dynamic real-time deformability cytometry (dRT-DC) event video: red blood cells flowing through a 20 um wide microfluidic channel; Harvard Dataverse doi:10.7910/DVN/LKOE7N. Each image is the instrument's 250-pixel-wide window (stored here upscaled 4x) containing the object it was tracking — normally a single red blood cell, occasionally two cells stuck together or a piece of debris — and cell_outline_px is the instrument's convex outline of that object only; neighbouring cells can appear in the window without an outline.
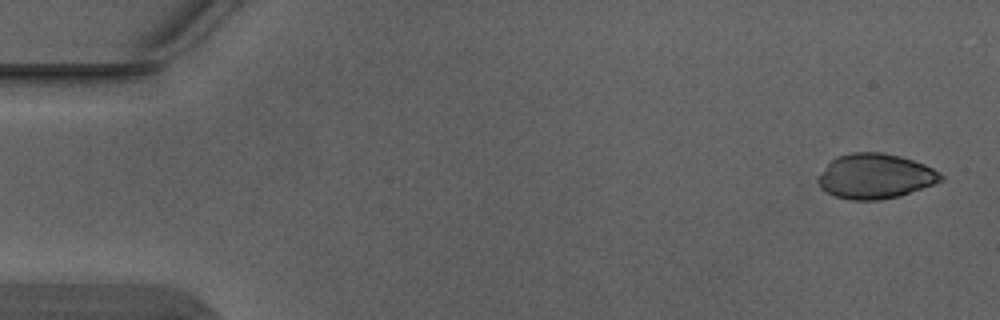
{"species": "Egyptian fruit bat (a non-hibernating species)", "species_latin": "Rousettus aegyptiacus", "temperature_condition": "warm", "stored_images_in_passage": 4, "camera_frame_rate_fps": 3000, "um_per_image_px": 0.085, "animal": {"sex": "male"}, "frame": {"image": 1, "passage_image": 1, "time_ms": 0.0, "image_size_px": [1000, 320], "cell_outline_px": [[944, 180], [900, 196], [880, 200], [852, 200], [836, 196], [820, 188], [816, 180], [828, 164], [836, 156], [852, 152], [880, 152], [900, 156], [924, 164], [940, 172], [944, 176]], "centroid_in_image_um": [74.4, 14.98], "position_along_channel_um": 10.6, "area_um2": 32.08}}